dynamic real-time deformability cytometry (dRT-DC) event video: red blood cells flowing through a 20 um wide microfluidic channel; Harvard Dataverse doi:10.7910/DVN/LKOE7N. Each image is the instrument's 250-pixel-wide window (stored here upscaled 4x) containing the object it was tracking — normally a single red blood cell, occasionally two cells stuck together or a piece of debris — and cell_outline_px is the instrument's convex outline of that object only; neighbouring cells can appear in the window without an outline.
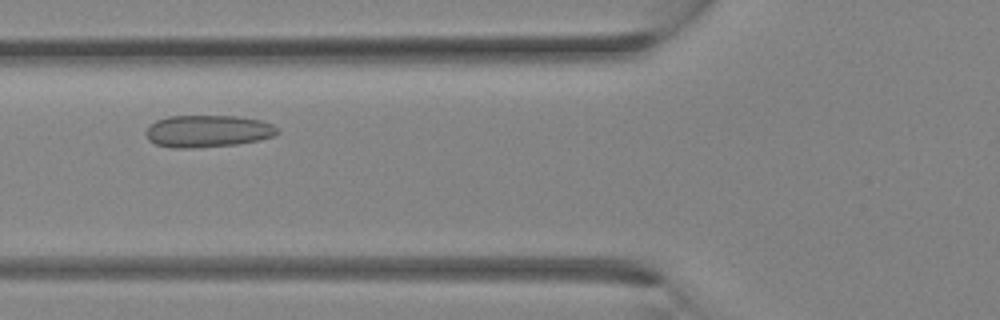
{"species": "Egyptian fruit bat (a non-hibernating species)", "species_latin": "Rousettus aegyptiacus", "temperature_condition": "room temperature", "stored_images_in_passage": 24, "camera_frame_rate_fps": 3000, "um_per_image_px": 0.085, "animal": {"sex": "female"}, "frame": {"image": 1, "passage_image": 4, "time_ms": 1.0, "image_size_px": [1000, 320], "cell_outline_px": [[280, 132], [276, 136], [260, 140], [236, 144], [192, 148], [172, 148], [156, 144], [148, 140], [148, 128], [156, 120], [168, 116], [236, 116], [260, 120], [272, 124]], "centroid_in_image_um": [17.7, 11.15], "position_along_channel_um": 108.1, "area_um2": 24.51}}
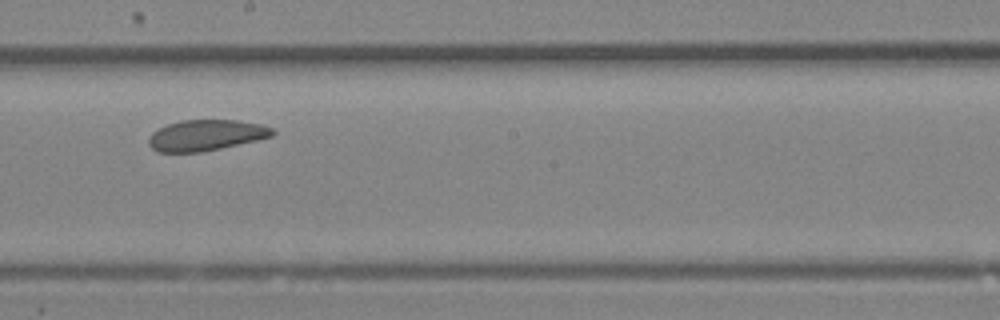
{"frame": {"image": 2, "passage_image": 10, "time_ms": 3.0, "image_size_px": [1000, 320], "cell_outline_px": [[276, 132], [272, 136], [256, 140], [220, 148], [200, 152], [156, 152], [148, 144], [148, 140], [152, 132], [168, 124], [180, 120], [240, 120], [260, 124], [272, 128]], "centroid_in_image_um": [17.5, 11.49], "position_along_channel_um": 230.7, "area_um2": 22.2}}
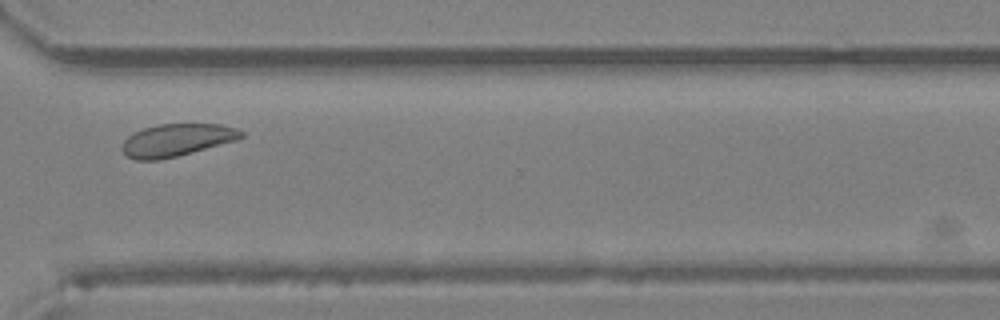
{"frame": {"image": 3, "passage_image": 16, "time_ms": 5.0, "image_size_px": [1000, 320], "cell_outline_px": [[244, 136], [236, 140], [176, 156], [160, 160], [136, 160], [128, 156], [120, 148], [124, 140], [128, 136], [144, 128], [160, 124], [220, 124], [236, 128], [244, 132]], "centroid_in_image_um": [15.01, 11.9], "position_along_channel_um": 355.6, "area_um2": 22.25}}